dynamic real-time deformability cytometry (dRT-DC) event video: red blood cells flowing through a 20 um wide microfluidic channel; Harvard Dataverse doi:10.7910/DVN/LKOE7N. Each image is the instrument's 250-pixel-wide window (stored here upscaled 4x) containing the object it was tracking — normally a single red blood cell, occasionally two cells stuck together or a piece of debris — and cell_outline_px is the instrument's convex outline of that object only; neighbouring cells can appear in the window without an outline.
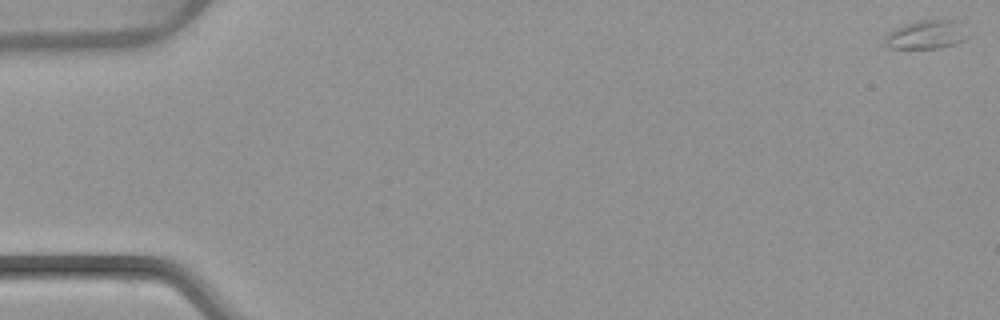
{"species": "common noctule bat (a hibernating species)", "species_latin": "Nyctalus noctula", "temperature_condition": "warm", "stored_images_in_passage": 6, "camera_frame_rate_fps": 3000, "um_per_image_px": 0.085, "animal": {"sex": "female", "body_mass_g": 22.7, "forearm_length_mm": 54.2}, "frame": {"image": 1, "passage_image": 1, "time_ms": 0.0, "image_size_px": [1000, 320], "cell_outline_px": [[968, 36], [964, 40], [940, 48], [888, 48], [884, 44], [884, 36], [896, 28], [904, 24], [920, 20], [960, 20]], "centroid_in_image_um": [78.73, 2.94], "position_along_channel_um": 6.3, "area_um2": 13.87}}
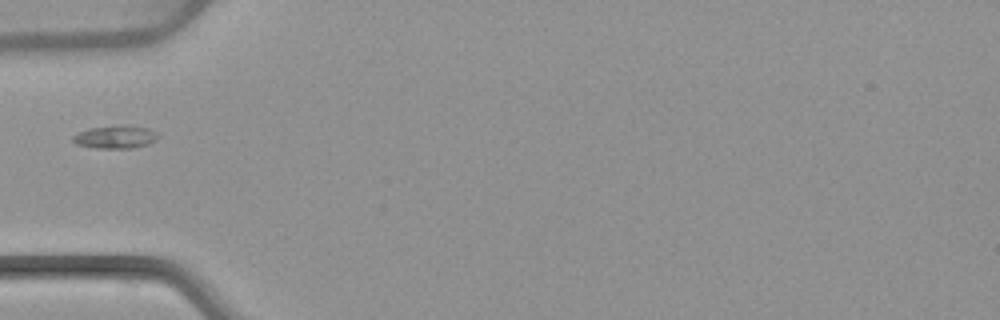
{"frame": {"image": 2, "passage_image": 5, "time_ms": 6.0, "image_size_px": [1000, 320], "cell_outline_px": [[160, 136], [156, 140], [148, 144], [132, 148], [96, 148], [76, 144], [72, 140], [72, 136], [88, 128], [124, 124], [148, 128], [156, 132]], "centroid_in_image_um": [9.83, 11.63], "position_along_channel_um": 75.2, "area_um2": 11.5}}
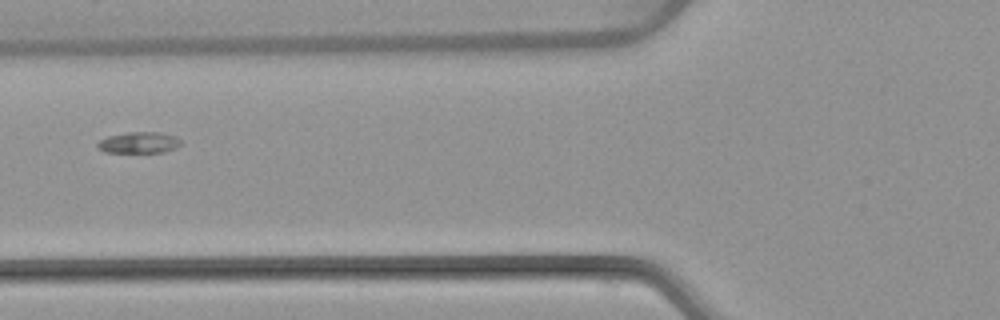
{"frame": {"image": 3, "passage_image": 6, "time_ms": 7.0, "image_size_px": [1000, 320], "cell_outline_px": [[180, 144], [176, 148], [164, 152], [104, 152], [96, 144], [100, 140], [108, 136], [128, 132], [160, 132], [176, 136], [180, 140]], "centroid_in_image_um": [11.83, 12.11], "position_along_channel_um": 114.0, "area_um2": 10.23}}